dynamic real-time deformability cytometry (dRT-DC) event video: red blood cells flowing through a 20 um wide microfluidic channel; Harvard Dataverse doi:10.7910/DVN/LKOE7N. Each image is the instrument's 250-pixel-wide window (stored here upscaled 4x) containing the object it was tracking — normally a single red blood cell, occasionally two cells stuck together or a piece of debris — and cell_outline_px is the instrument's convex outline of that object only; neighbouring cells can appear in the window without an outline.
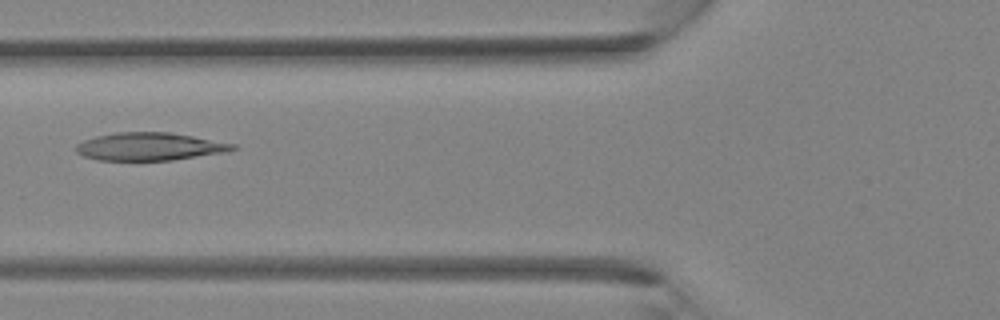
{"species": "Egyptian fruit bat (a non-hibernating species)", "species_latin": "Rousettus aegyptiacus", "temperature_condition": "room temperature", "stored_images_in_passage": 38, "camera_frame_rate_fps": 3000, "um_per_image_px": 0.085, "animal": {"sex": "female"}, "frame": {"image": 1, "passage_image": 15, "time_ms": 4.667, "image_size_px": [1000, 320], "cell_outline_px": [[236, 148], [224, 152], [172, 160], [96, 160], [84, 156], [76, 152], [76, 144], [84, 140], [96, 136], [116, 132], [168, 132], [192, 136], [236, 144]], "centroid_in_image_um": [12.67, 12.45], "position_along_channel_um": 113.1, "area_um2": 25.2}}
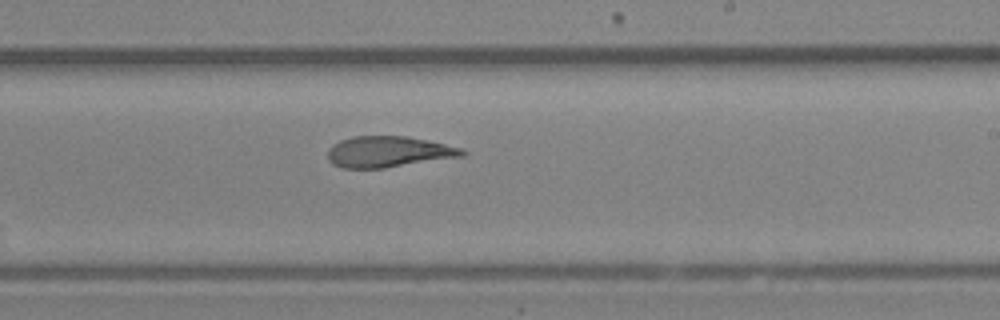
{"frame": {"image": 2, "passage_image": 23, "time_ms": 7.333, "image_size_px": [1000, 320], "cell_outline_px": [[468, 152], [464, 156], [384, 168], [340, 168], [332, 164], [328, 160], [328, 148], [332, 144], [340, 140], [352, 136], [404, 136], [464, 148]], "centroid_in_image_um": [32.99, 12.91], "position_along_channel_um": 256.0, "area_um2": 24.39}}
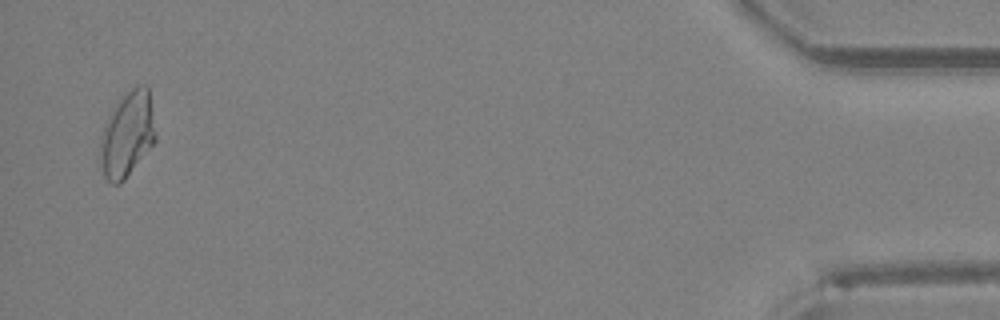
{"frame": {"image": 3, "passage_image": 37, "time_ms": 12.0, "image_size_px": [1000, 320], "cell_outline_px": [[156, 140], [124, 180], [120, 184], [112, 184], [104, 176], [100, 164], [100, 140], [108, 116], [120, 96], [136, 84], [148, 84], [156, 136]], "centroid_in_image_um": [10.81, 11.38], "position_along_channel_um": 424.4, "area_um2": 27.57}}